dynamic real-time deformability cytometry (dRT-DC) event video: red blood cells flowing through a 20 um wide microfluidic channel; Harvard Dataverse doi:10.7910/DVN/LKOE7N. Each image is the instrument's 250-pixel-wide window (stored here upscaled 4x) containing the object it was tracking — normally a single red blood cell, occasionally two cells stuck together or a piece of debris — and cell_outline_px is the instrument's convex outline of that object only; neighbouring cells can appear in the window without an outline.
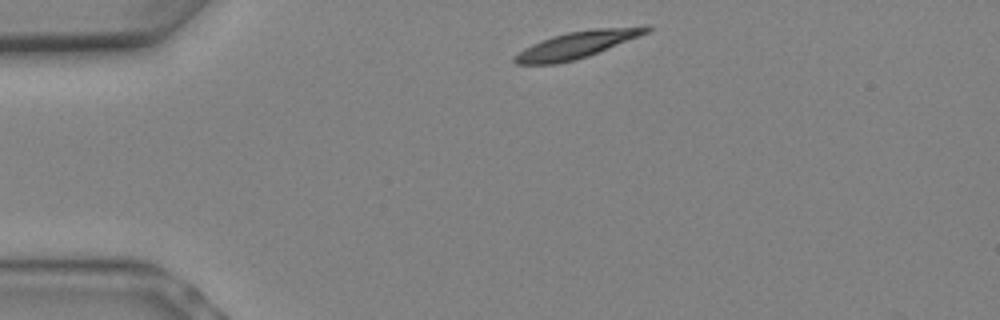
{"species": "Egyptian fruit bat (a non-hibernating species)", "species_latin": "Rousettus aegyptiacus", "temperature_condition": "warm", "stored_images_in_passage": 3, "camera_frame_rate_fps": 3000, "um_per_image_px": 0.085, "animal": {"sex": "female"}, "frame": {"image": 1, "passage_image": 1, "time_ms": 0.0, "image_size_px": [1000, 320], "cell_outline_px": [[652, 28], [648, 32], [640, 36], [588, 56], [576, 60], [556, 64], [516, 64], [512, 60], [512, 56], [524, 48], [532, 44], [552, 36], [568, 32], [596, 28], [648, 24]], "centroid_in_image_um": [49.08, 3.78], "position_along_channel_um": 35.9, "area_um2": 20.92}}